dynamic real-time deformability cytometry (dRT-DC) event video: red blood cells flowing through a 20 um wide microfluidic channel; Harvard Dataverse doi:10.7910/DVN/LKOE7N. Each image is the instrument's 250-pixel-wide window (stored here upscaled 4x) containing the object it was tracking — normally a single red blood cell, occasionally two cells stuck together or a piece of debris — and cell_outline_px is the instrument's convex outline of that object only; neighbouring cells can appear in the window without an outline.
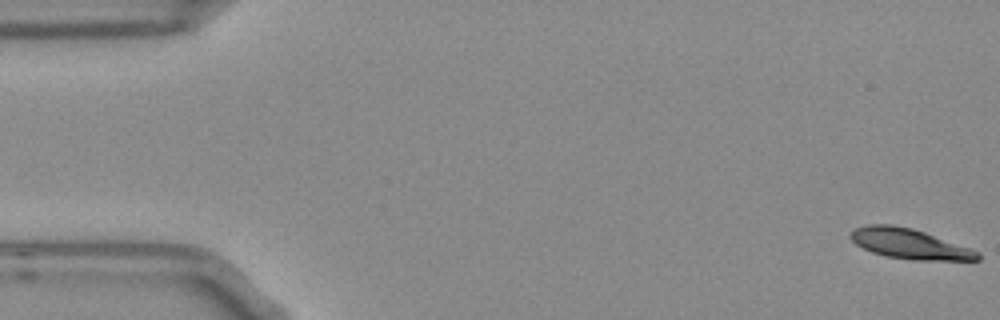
{"species": "Egyptian fruit bat (a non-hibernating species)", "species_latin": "Rousettus aegyptiacus", "temperature_condition": "room temperature", "stored_images_in_passage": 55, "segment_of_instrument_passage": [1, 2], "camera_frame_rate_fps": 3000, "um_per_image_px": 0.085, "frame": {"image": 1, "passage_image": 1, "time_ms": 0.0, "image_size_px": [1000, 320], "cell_outline_px": [[980, 260], [916, 260], [888, 256], [872, 252], [856, 244], [848, 236], [856, 228], [868, 224], [892, 224], [912, 228], [924, 232], [980, 252]], "centroid_in_image_um": [77.29, 20.72], "position_along_channel_um": 7.7, "area_um2": 21.96}}
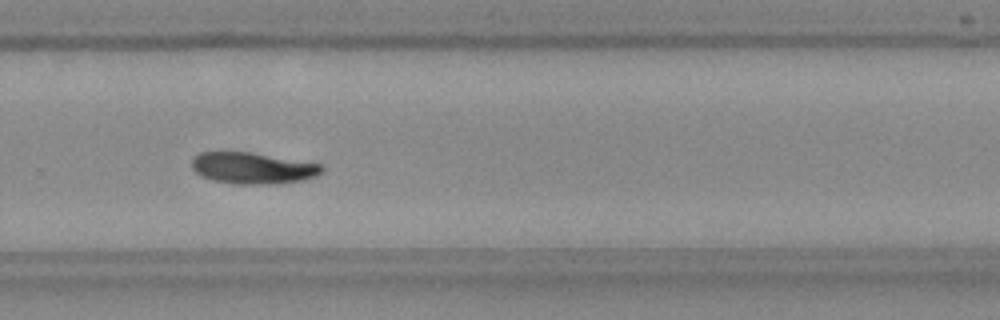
{"frame": {"image": 2, "passage_image": 36, "time_ms": 11.667, "image_size_px": [1000, 320], "cell_outline_px": [[324, 168], [316, 176], [304, 180], [276, 184], [236, 184], [212, 180], [200, 176], [192, 168], [192, 160], [200, 152], [248, 152], [320, 164]], "centroid_in_image_um": [21.46, 14.3], "position_along_channel_um": 308.3, "area_um2": 23.58}}
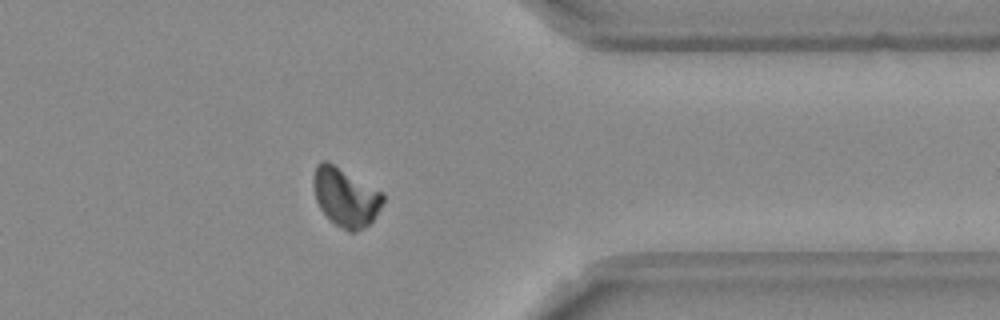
{"frame": {"image": 3, "passage_image": 43, "time_ms": 14.0, "image_size_px": [1000, 320], "cell_outline_px": [[384, 200], [380, 208], [372, 220], [364, 228], [356, 232], [348, 232], [336, 224], [320, 208], [316, 200], [312, 184], [312, 180], [316, 164], [320, 160], [328, 160], [384, 192]], "centroid_in_image_um": [29.36, 16.71], "position_along_channel_um": 382.0, "area_um2": 23.99}}